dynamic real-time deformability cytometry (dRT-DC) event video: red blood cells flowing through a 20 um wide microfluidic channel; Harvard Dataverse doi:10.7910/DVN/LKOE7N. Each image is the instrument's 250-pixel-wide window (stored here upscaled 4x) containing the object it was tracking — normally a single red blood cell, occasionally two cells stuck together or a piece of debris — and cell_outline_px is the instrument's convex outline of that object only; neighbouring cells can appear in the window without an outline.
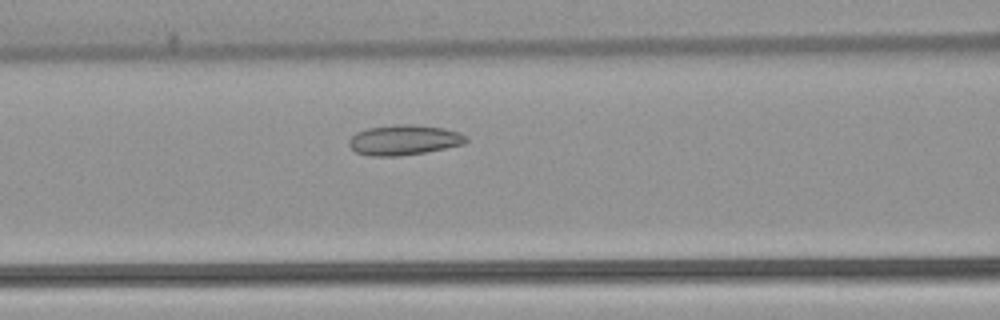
{"species": "common noctule bat (a hibernating species)", "species_latin": "Nyctalus noctula", "temperature_condition": "warm", "stored_images_in_passage": 48, "camera_frame_rate_fps": 3000, "um_per_image_px": 0.085, "animal": {"sex": "female", "body_mass_g": 22.7, "forearm_length_mm": 54.2}, "frame": {"image": 1, "passage_image": 17, "time_ms": 5.333, "image_size_px": [1000, 320], "cell_outline_px": [[468, 140], [464, 144], [424, 152], [400, 156], [368, 156], [356, 152], [348, 144], [348, 140], [356, 132], [368, 128], [396, 124], [412, 124], [444, 128], [460, 132], [468, 136]], "centroid_in_image_um": [34.34, 11.89], "position_along_channel_um": 132.3, "area_um2": 20.69}}
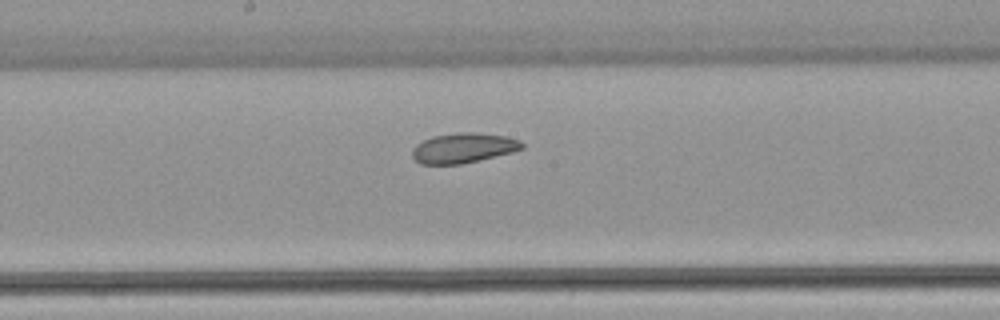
{"frame": {"image": 2, "passage_image": 23, "time_ms": 7.333, "image_size_px": [1000, 320], "cell_outline_px": [[524, 148], [512, 152], [460, 164], [420, 164], [412, 156], [412, 148], [416, 144], [432, 136], [464, 132], [476, 132], [504, 136], [520, 140], [524, 144]], "centroid_in_image_um": [39.37, 12.57], "position_along_channel_um": 208.8, "area_um2": 19.02}}
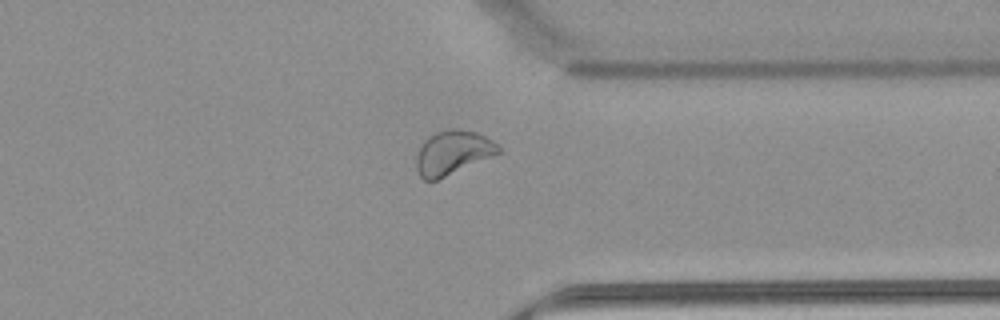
{"frame": {"image": 3, "passage_image": 36, "time_ms": 11.667, "image_size_px": [1000, 320], "cell_outline_px": [[500, 152], [436, 180], [424, 180], [420, 176], [416, 168], [416, 156], [424, 140], [428, 136], [436, 132], [448, 128], [456, 128], [476, 132], [492, 140], [500, 148]], "centroid_in_image_um": [38.44, 12.95], "position_along_channel_um": 373.0, "area_um2": 20.69}, "authors_computed_cell_mechanics": {"area_um2": 21.6461, "velocity_mm_per_s": 3.84, "shape_relaxation_time_tau1_ms": null, "shape_relaxation_time_tau2_ms": 3.699, "deformation_change_tau1": null, "deformation_change_tau2": 0.0853}}